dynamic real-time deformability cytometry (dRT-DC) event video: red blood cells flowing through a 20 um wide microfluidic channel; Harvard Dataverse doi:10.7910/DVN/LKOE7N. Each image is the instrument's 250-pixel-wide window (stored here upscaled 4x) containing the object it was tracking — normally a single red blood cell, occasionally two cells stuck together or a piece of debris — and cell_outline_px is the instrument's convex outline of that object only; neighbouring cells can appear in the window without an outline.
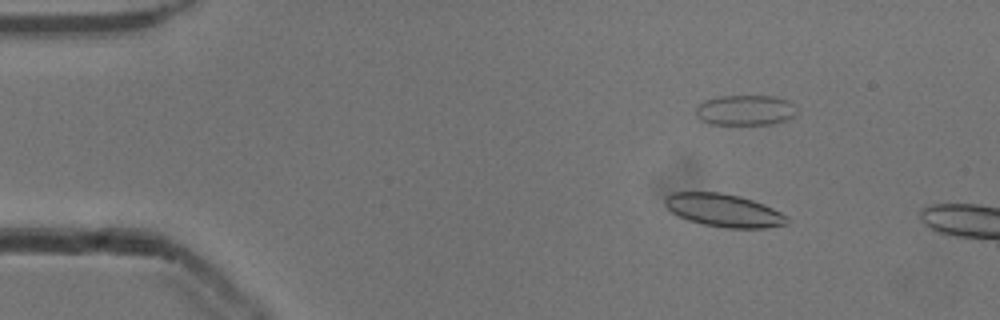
{"species": "common noctule bat (a hibernating species)", "species_latin": "Nyctalus noctula", "temperature_condition": "cold", "stored_images_in_passage": 14, "camera_frame_rate_fps": 3000, "um_per_image_px": 0.085, "animal": {"sex": "male", "body_mass_g": 13.3}, "frame": {"image": 1, "passage_image": 8, "time_ms": 2.333, "image_size_px": [1000, 320], "cell_outline_px": [[788, 224], [764, 228], [724, 228], [704, 224], [688, 220], [672, 212], [664, 204], [664, 200], [672, 192], [720, 192], [740, 196], [764, 204], [788, 216]], "centroid_in_image_um": [61.54, 17.88], "position_along_channel_um": 23.5, "area_um2": 23.35}}